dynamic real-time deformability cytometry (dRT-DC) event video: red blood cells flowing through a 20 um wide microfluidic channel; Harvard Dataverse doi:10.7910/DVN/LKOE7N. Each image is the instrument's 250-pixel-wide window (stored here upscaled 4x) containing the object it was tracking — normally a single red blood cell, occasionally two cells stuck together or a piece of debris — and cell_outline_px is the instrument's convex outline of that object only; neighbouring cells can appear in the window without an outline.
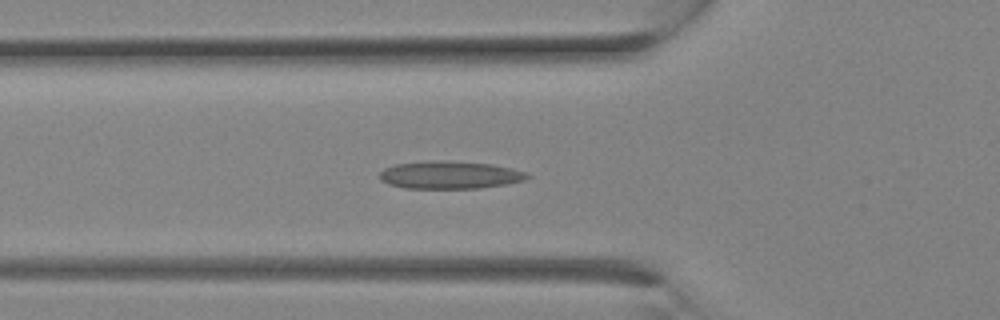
{"species": "Egyptian fruit bat (a non-hibernating species)", "species_latin": "Rousettus aegyptiacus", "temperature_condition": "room temperature", "stored_images_in_passage": 19, "camera_frame_rate_fps": 3000, "um_per_image_px": 0.085, "animal": {"sex": "female"}, "frame": {"image": 1, "passage_image": 10, "time_ms": 3.0, "image_size_px": [1000, 320], "cell_outline_px": [[532, 176], [524, 180], [504, 184], [480, 188], [404, 188], [388, 184], [380, 180], [380, 172], [384, 168], [396, 164], [432, 160], [444, 160], [492, 164], [512, 168], [528, 172]], "centroid_in_image_um": [38.24, 14.86], "position_along_channel_um": 87.6, "area_um2": 23.93}}
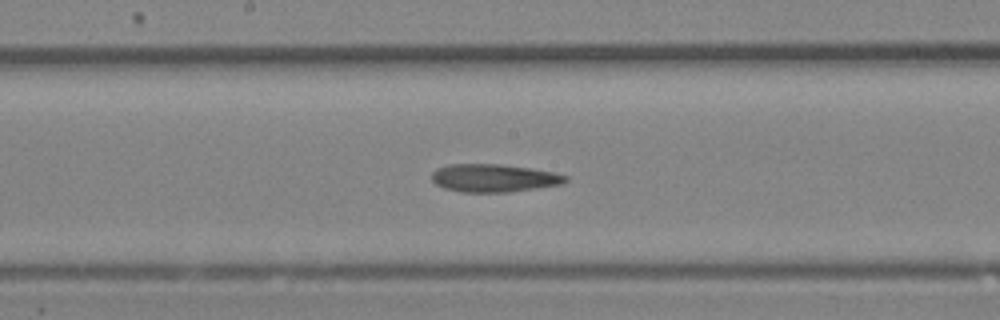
{"frame": {"image": 2, "passage_image": 15, "time_ms": 4.667, "image_size_px": [1000, 320], "cell_outline_px": [[568, 180], [560, 184], [536, 188], [508, 192], [460, 192], [444, 188], [436, 184], [432, 180], [432, 172], [436, 168], [448, 164], [500, 164], [532, 168], [552, 172], [568, 176]], "centroid_in_image_um": [41.94, 15.13], "position_along_channel_um": 206.3, "area_um2": 21.79}}
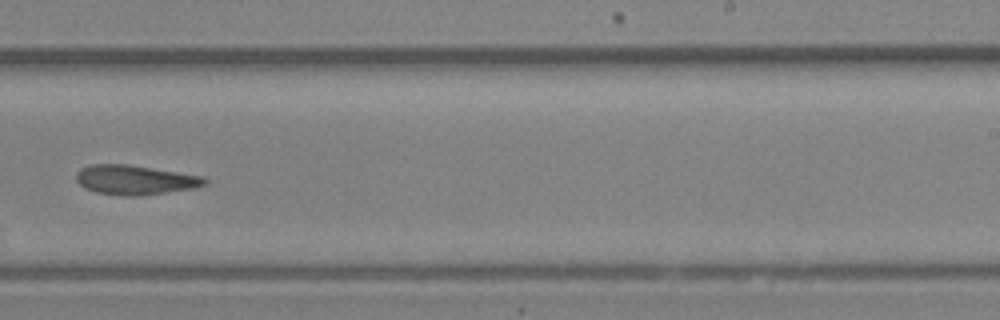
{"frame": {"image": 3, "passage_image": 18, "time_ms": 5.667, "image_size_px": [1000, 320], "cell_outline_px": [[208, 180], [204, 184], [192, 188], [164, 192], [132, 196], [128, 196], [96, 192], [84, 188], [76, 180], [76, 172], [80, 168], [88, 164], [128, 164], [204, 176]], "centroid_in_image_um": [11.42, 15.27], "position_along_channel_um": 277.6, "area_um2": 21.91}}